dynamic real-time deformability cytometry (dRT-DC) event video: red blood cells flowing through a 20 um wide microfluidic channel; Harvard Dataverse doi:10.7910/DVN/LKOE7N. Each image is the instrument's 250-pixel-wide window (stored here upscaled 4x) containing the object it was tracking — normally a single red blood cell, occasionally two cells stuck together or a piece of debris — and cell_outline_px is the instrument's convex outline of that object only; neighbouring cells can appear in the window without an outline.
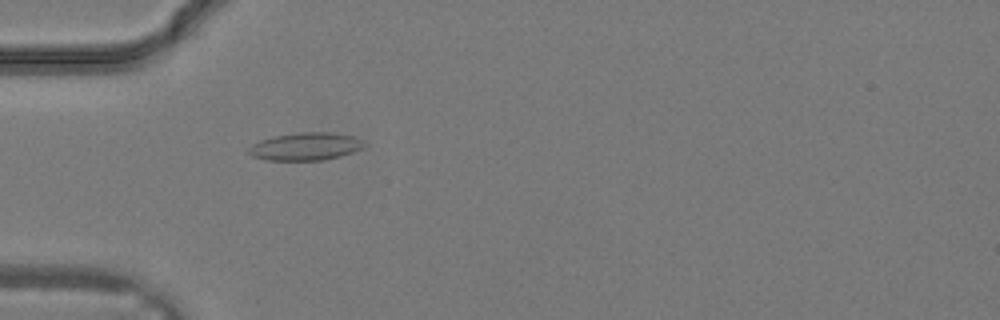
{"species": "common noctule bat (a hibernating species)", "species_latin": "Nyctalus noctula", "temperature_condition": "warm", "stored_images_in_passage": 7, "camera_frame_rate_fps": 3000, "um_per_image_px": 0.085, "animal": {"sex": "male", "body_mass_g": 19.2, "forearm_length_mm": 51.8}, "frame": {"image": 1, "passage_image": 3, "time_ms": 0.667, "image_size_px": [1000, 320], "cell_outline_px": [[368, 144], [364, 148], [340, 156], [320, 160], [264, 160], [252, 156], [248, 152], [248, 148], [252, 144], [260, 140], [276, 136], [300, 132], [328, 132], [352, 136], [364, 140]], "centroid_in_image_um": [25.99, 12.45], "position_along_channel_um": 59.0, "area_um2": 18.67}}
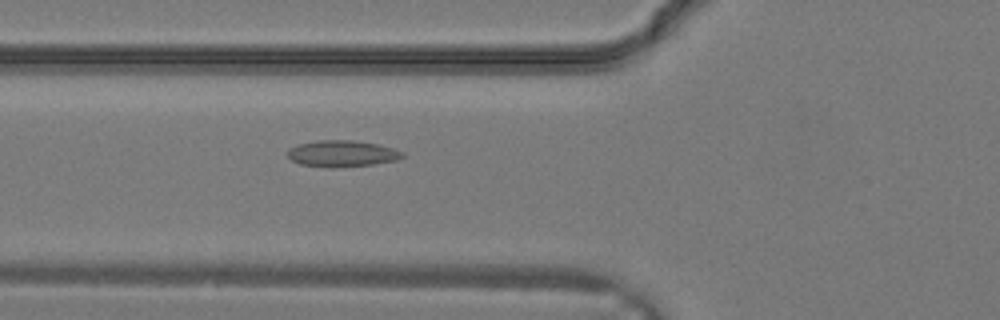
{"frame": {"image": 2, "passage_image": 5, "time_ms": 1.333, "image_size_px": [1000, 320], "cell_outline_px": [[404, 156], [396, 160], [372, 164], [332, 168], [328, 168], [300, 164], [292, 160], [288, 156], [288, 148], [296, 144], [320, 140], [352, 140], [376, 144], [392, 148], [404, 152]], "centroid_in_image_um": [29.04, 13.05], "position_along_channel_um": 96.8, "area_um2": 17.63}}
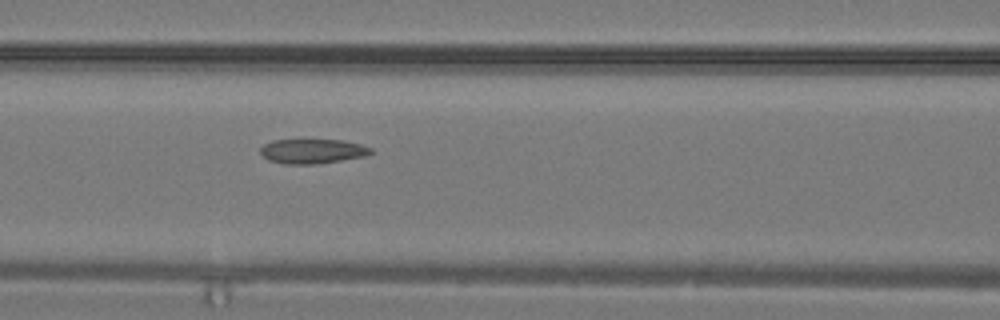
{"frame": {"image": 3, "passage_image": 7, "time_ms": 2.0, "image_size_px": [1000, 320], "cell_outline_px": [[372, 152], [364, 156], [316, 164], [284, 164], [268, 160], [260, 152], [260, 148], [264, 144], [272, 140], [344, 140], [360, 144], [372, 148]], "centroid_in_image_um": [26.53, 12.85], "position_along_channel_um": 140.1, "area_um2": 15.72}}